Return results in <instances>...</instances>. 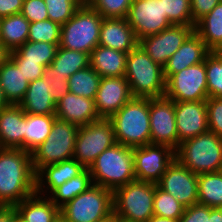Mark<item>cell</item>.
I'll use <instances>...</instances> for the list:
<instances>
[{
	"instance_id": "6da1fadb",
	"label": "cell",
	"mask_w": 222,
	"mask_h": 222,
	"mask_svg": "<svg viewBox=\"0 0 222 222\" xmlns=\"http://www.w3.org/2000/svg\"><path fill=\"white\" fill-rule=\"evenodd\" d=\"M36 193L31 153L0 148V205L15 206Z\"/></svg>"
},
{
	"instance_id": "7a4b0ae2",
	"label": "cell",
	"mask_w": 222,
	"mask_h": 222,
	"mask_svg": "<svg viewBox=\"0 0 222 222\" xmlns=\"http://www.w3.org/2000/svg\"><path fill=\"white\" fill-rule=\"evenodd\" d=\"M109 120L116 143L130 148L151 144L149 98L133 97Z\"/></svg>"
},
{
	"instance_id": "3957f363",
	"label": "cell",
	"mask_w": 222,
	"mask_h": 222,
	"mask_svg": "<svg viewBox=\"0 0 222 222\" xmlns=\"http://www.w3.org/2000/svg\"><path fill=\"white\" fill-rule=\"evenodd\" d=\"M94 185L114 191L136 179L133 148L115 143L103 151L89 168Z\"/></svg>"
},
{
	"instance_id": "277c9868",
	"label": "cell",
	"mask_w": 222,
	"mask_h": 222,
	"mask_svg": "<svg viewBox=\"0 0 222 222\" xmlns=\"http://www.w3.org/2000/svg\"><path fill=\"white\" fill-rule=\"evenodd\" d=\"M125 78L133 97L165 96L163 67L155 63L139 44L127 54Z\"/></svg>"
},
{
	"instance_id": "5b68a950",
	"label": "cell",
	"mask_w": 222,
	"mask_h": 222,
	"mask_svg": "<svg viewBox=\"0 0 222 222\" xmlns=\"http://www.w3.org/2000/svg\"><path fill=\"white\" fill-rule=\"evenodd\" d=\"M175 158L195 174L222 171V137L207 131L180 143Z\"/></svg>"
},
{
	"instance_id": "8992f818",
	"label": "cell",
	"mask_w": 222,
	"mask_h": 222,
	"mask_svg": "<svg viewBox=\"0 0 222 222\" xmlns=\"http://www.w3.org/2000/svg\"><path fill=\"white\" fill-rule=\"evenodd\" d=\"M156 183L133 180L113 191V213L123 222H147L154 215Z\"/></svg>"
},
{
	"instance_id": "52a82bcc",
	"label": "cell",
	"mask_w": 222,
	"mask_h": 222,
	"mask_svg": "<svg viewBox=\"0 0 222 222\" xmlns=\"http://www.w3.org/2000/svg\"><path fill=\"white\" fill-rule=\"evenodd\" d=\"M103 17L86 2L61 25L59 47L91 54L99 45Z\"/></svg>"
},
{
	"instance_id": "ba28073f",
	"label": "cell",
	"mask_w": 222,
	"mask_h": 222,
	"mask_svg": "<svg viewBox=\"0 0 222 222\" xmlns=\"http://www.w3.org/2000/svg\"><path fill=\"white\" fill-rule=\"evenodd\" d=\"M79 126L56 118L47 139L32 153L35 174L43 167L73 158Z\"/></svg>"
},
{
	"instance_id": "9c48e42d",
	"label": "cell",
	"mask_w": 222,
	"mask_h": 222,
	"mask_svg": "<svg viewBox=\"0 0 222 222\" xmlns=\"http://www.w3.org/2000/svg\"><path fill=\"white\" fill-rule=\"evenodd\" d=\"M113 214V191L92 185L60 207V215L69 222H98Z\"/></svg>"
},
{
	"instance_id": "30bf717a",
	"label": "cell",
	"mask_w": 222,
	"mask_h": 222,
	"mask_svg": "<svg viewBox=\"0 0 222 222\" xmlns=\"http://www.w3.org/2000/svg\"><path fill=\"white\" fill-rule=\"evenodd\" d=\"M116 143L112 122L101 118L85 126H79L73 159L84 168H90L96 158Z\"/></svg>"
},
{
	"instance_id": "8fae6325",
	"label": "cell",
	"mask_w": 222,
	"mask_h": 222,
	"mask_svg": "<svg viewBox=\"0 0 222 222\" xmlns=\"http://www.w3.org/2000/svg\"><path fill=\"white\" fill-rule=\"evenodd\" d=\"M165 96L181 102L207 100L205 61L173 74L166 81Z\"/></svg>"
},
{
	"instance_id": "7c38bea8",
	"label": "cell",
	"mask_w": 222,
	"mask_h": 222,
	"mask_svg": "<svg viewBox=\"0 0 222 222\" xmlns=\"http://www.w3.org/2000/svg\"><path fill=\"white\" fill-rule=\"evenodd\" d=\"M126 20L138 41L171 26L164 13L163 0H133Z\"/></svg>"
},
{
	"instance_id": "4fadbf2b",
	"label": "cell",
	"mask_w": 222,
	"mask_h": 222,
	"mask_svg": "<svg viewBox=\"0 0 222 222\" xmlns=\"http://www.w3.org/2000/svg\"><path fill=\"white\" fill-rule=\"evenodd\" d=\"M151 144L178 149L175 101L166 96L149 98Z\"/></svg>"
},
{
	"instance_id": "5bb4252c",
	"label": "cell",
	"mask_w": 222,
	"mask_h": 222,
	"mask_svg": "<svg viewBox=\"0 0 222 222\" xmlns=\"http://www.w3.org/2000/svg\"><path fill=\"white\" fill-rule=\"evenodd\" d=\"M133 155L136 179L156 184L175 160V150L159 144H147L133 148Z\"/></svg>"
},
{
	"instance_id": "9a60e30c",
	"label": "cell",
	"mask_w": 222,
	"mask_h": 222,
	"mask_svg": "<svg viewBox=\"0 0 222 222\" xmlns=\"http://www.w3.org/2000/svg\"><path fill=\"white\" fill-rule=\"evenodd\" d=\"M194 31L195 26L171 25L158 34L140 39L139 45L155 63L164 67Z\"/></svg>"
},
{
	"instance_id": "2e32d148",
	"label": "cell",
	"mask_w": 222,
	"mask_h": 222,
	"mask_svg": "<svg viewBox=\"0 0 222 222\" xmlns=\"http://www.w3.org/2000/svg\"><path fill=\"white\" fill-rule=\"evenodd\" d=\"M157 185L171 194L185 208L198 204V174L191 172L176 158Z\"/></svg>"
},
{
	"instance_id": "e0dca14e",
	"label": "cell",
	"mask_w": 222,
	"mask_h": 222,
	"mask_svg": "<svg viewBox=\"0 0 222 222\" xmlns=\"http://www.w3.org/2000/svg\"><path fill=\"white\" fill-rule=\"evenodd\" d=\"M178 147L185 140L209 131L206 100L175 101Z\"/></svg>"
},
{
	"instance_id": "ac0fdd59",
	"label": "cell",
	"mask_w": 222,
	"mask_h": 222,
	"mask_svg": "<svg viewBox=\"0 0 222 222\" xmlns=\"http://www.w3.org/2000/svg\"><path fill=\"white\" fill-rule=\"evenodd\" d=\"M133 98L125 76L101 78L95 107L100 118L109 119Z\"/></svg>"
},
{
	"instance_id": "d6986e66",
	"label": "cell",
	"mask_w": 222,
	"mask_h": 222,
	"mask_svg": "<svg viewBox=\"0 0 222 222\" xmlns=\"http://www.w3.org/2000/svg\"><path fill=\"white\" fill-rule=\"evenodd\" d=\"M55 116L77 126H85L101 119L95 107V100L71 92L66 93L56 103Z\"/></svg>"
},
{
	"instance_id": "ffe728a7",
	"label": "cell",
	"mask_w": 222,
	"mask_h": 222,
	"mask_svg": "<svg viewBox=\"0 0 222 222\" xmlns=\"http://www.w3.org/2000/svg\"><path fill=\"white\" fill-rule=\"evenodd\" d=\"M210 52L205 42L194 31L163 67L165 80L167 81L173 74L187 67L204 62Z\"/></svg>"
},
{
	"instance_id": "44dd1931",
	"label": "cell",
	"mask_w": 222,
	"mask_h": 222,
	"mask_svg": "<svg viewBox=\"0 0 222 222\" xmlns=\"http://www.w3.org/2000/svg\"><path fill=\"white\" fill-rule=\"evenodd\" d=\"M139 44L126 18H103L99 45L129 53Z\"/></svg>"
},
{
	"instance_id": "7402d4cb",
	"label": "cell",
	"mask_w": 222,
	"mask_h": 222,
	"mask_svg": "<svg viewBox=\"0 0 222 222\" xmlns=\"http://www.w3.org/2000/svg\"><path fill=\"white\" fill-rule=\"evenodd\" d=\"M84 169L73 158L45 166L36 174V193L48 197L57 187L71 180Z\"/></svg>"
},
{
	"instance_id": "603a6c76",
	"label": "cell",
	"mask_w": 222,
	"mask_h": 222,
	"mask_svg": "<svg viewBox=\"0 0 222 222\" xmlns=\"http://www.w3.org/2000/svg\"><path fill=\"white\" fill-rule=\"evenodd\" d=\"M25 114L13 104L0 110V148L25 150Z\"/></svg>"
},
{
	"instance_id": "cb8c5ba5",
	"label": "cell",
	"mask_w": 222,
	"mask_h": 222,
	"mask_svg": "<svg viewBox=\"0 0 222 222\" xmlns=\"http://www.w3.org/2000/svg\"><path fill=\"white\" fill-rule=\"evenodd\" d=\"M89 66L90 54L58 46L55 58L45 67L42 77L47 80L53 77L68 80L78 70Z\"/></svg>"
},
{
	"instance_id": "d4e9b609",
	"label": "cell",
	"mask_w": 222,
	"mask_h": 222,
	"mask_svg": "<svg viewBox=\"0 0 222 222\" xmlns=\"http://www.w3.org/2000/svg\"><path fill=\"white\" fill-rule=\"evenodd\" d=\"M49 80L41 77L29 82L25 97L19 106L25 113L50 115L56 113V103L50 94Z\"/></svg>"
},
{
	"instance_id": "484cf974",
	"label": "cell",
	"mask_w": 222,
	"mask_h": 222,
	"mask_svg": "<svg viewBox=\"0 0 222 222\" xmlns=\"http://www.w3.org/2000/svg\"><path fill=\"white\" fill-rule=\"evenodd\" d=\"M127 53L97 45L90 54V66L103 77H122Z\"/></svg>"
},
{
	"instance_id": "4316f807",
	"label": "cell",
	"mask_w": 222,
	"mask_h": 222,
	"mask_svg": "<svg viewBox=\"0 0 222 222\" xmlns=\"http://www.w3.org/2000/svg\"><path fill=\"white\" fill-rule=\"evenodd\" d=\"M17 214L27 222H55L60 215L57 207L48 197L34 193L14 206Z\"/></svg>"
},
{
	"instance_id": "83f0119b",
	"label": "cell",
	"mask_w": 222,
	"mask_h": 222,
	"mask_svg": "<svg viewBox=\"0 0 222 222\" xmlns=\"http://www.w3.org/2000/svg\"><path fill=\"white\" fill-rule=\"evenodd\" d=\"M0 86L9 104L19 105L25 97L29 81L9 58L0 66Z\"/></svg>"
},
{
	"instance_id": "f1b7e54d",
	"label": "cell",
	"mask_w": 222,
	"mask_h": 222,
	"mask_svg": "<svg viewBox=\"0 0 222 222\" xmlns=\"http://www.w3.org/2000/svg\"><path fill=\"white\" fill-rule=\"evenodd\" d=\"M195 32L210 51L222 52V2L196 23Z\"/></svg>"
},
{
	"instance_id": "f546056e",
	"label": "cell",
	"mask_w": 222,
	"mask_h": 222,
	"mask_svg": "<svg viewBox=\"0 0 222 222\" xmlns=\"http://www.w3.org/2000/svg\"><path fill=\"white\" fill-rule=\"evenodd\" d=\"M30 22L21 13L2 17L0 42L11 52L23 45L28 38Z\"/></svg>"
},
{
	"instance_id": "4dcf8cb0",
	"label": "cell",
	"mask_w": 222,
	"mask_h": 222,
	"mask_svg": "<svg viewBox=\"0 0 222 222\" xmlns=\"http://www.w3.org/2000/svg\"><path fill=\"white\" fill-rule=\"evenodd\" d=\"M55 114H25V151L32 153L50 134Z\"/></svg>"
},
{
	"instance_id": "1f68e13d",
	"label": "cell",
	"mask_w": 222,
	"mask_h": 222,
	"mask_svg": "<svg viewBox=\"0 0 222 222\" xmlns=\"http://www.w3.org/2000/svg\"><path fill=\"white\" fill-rule=\"evenodd\" d=\"M92 185L94 184L89 168H85L80 174L57 187L48 198L60 208L82 192L87 191Z\"/></svg>"
},
{
	"instance_id": "d6a6232c",
	"label": "cell",
	"mask_w": 222,
	"mask_h": 222,
	"mask_svg": "<svg viewBox=\"0 0 222 222\" xmlns=\"http://www.w3.org/2000/svg\"><path fill=\"white\" fill-rule=\"evenodd\" d=\"M198 204L222 208V171L198 174Z\"/></svg>"
},
{
	"instance_id": "836d02e7",
	"label": "cell",
	"mask_w": 222,
	"mask_h": 222,
	"mask_svg": "<svg viewBox=\"0 0 222 222\" xmlns=\"http://www.w3.org/2000/svg\"><path fill=\"white\" fill-rule=\"evenodd\" d=\"M58 46L48 42L26 41L23 45L10 52L9 58H25V61L39 62L46 67L55 58Z\"/></svg>"
},
{
	"instance_id": "e575fe53",
	"label": "cell",
	"mask_w": 222,
	"mask_h": 222,
	"mask_svg": "<svg viewBox=\"0 0 222 222\" xmlns=\"http://www.w3.org/2000/svg\"><path fill=\"white\" fill-rule=\"evenodd\" d=\"M101 78L91 66L78 70L67 80L69 92L95 100Z\"/></svg>"
},
{
	"instance_id": "d590c367",
	"label": "cell",
	"mask_w": 222,
	"mask_h": 222,
	"mask_svg": "<svg viewBox=\"0 0 222 222\" xmlns=\"http://www.w3.org/2000/svg\"><path fill=\"white\" fill-rule=\"evenodd\" d=\"M209 98H222V52L211 51L205 58Z\"/></svg>"
},
{
	"instance_id": "8d00e7d4",
	"label": "cell",
	"mask_w": 222,
	"mask_h": 222,
	"mask_svg": "<svg viewBox=\"0 0 222 222\" xmlns=\"http://www.w3.org/2000/svg\"><path fill=\"white\" fill-rule=\"evenodd\" d=\"M154 215L179 220L185 207L171 194L162 190L158 185L154 194Z\"/></svg>"
},
{
	"instance_id": "74e56055",
	"label": "cell",
	"mask_w": 222,
	"mask_h": 222,
	"mask_svg": "<svg viewBox=\"0 0 222 222\" xmlns=\"http://www.w3.org/2000/svg\"><path fill=\"white\" fill-rule=\"evenodd\" d=\"M60 34L61 25L46 19L30 23L27 41L48 42L59 46Z\"/></svg>"
},
{
	"instance_id": "f35d334b",
	"label": "cell",
	"mask_w": 222,
	"mask_h": 222,
	"mask_svg": "<svg viewBox=\"0 0 222 222\" xmlns=\"http://www.w3.org/2000/svg\"><path fill=\"white\" fill-rule=\"evenodd\" d=\"M49 20L65 24L81 7L85 0H44Z\"/></svg>"
},
{
	"instance_id": "ab89813d",
	"label": "cell",
	"mask_w": 222,
	"mask_h": 222,
	"mask_svg": "<svg viewBox=\"0 0 222 222\" xmlns=\"http://www.w3.org/2000/svg\"><path fill=\"white\" fill-rule=\"evenodd\" d=\"M163 7L171 25L193 26L191 0H163Z\"/></svg>"
},
{
	"instance_id": "60d3db41",
	"label": "cell",
	"mask_w": 222,
	"mask_h": 222,
	"mask_svg": "<svg viewBox=\"0 0 222 222\" xmlns=\"http://www.w3.org/2000/svg\"><path fill=\"white\" fill-rule=\"evenodd\" d=\"M133 0H85L103 18H126Z\"/></svg>"
},
{
	"instance_id": "b9f144b4",
	"label": "cell",
	"mask_w": 222,
	"mask_h": 222,
	"mask_svg": "<svg viewBox=\"0 0 222 222\" xmlns=\"http://www.w3.org/2000/svg\"><path fill=\"white\" fill-rule=\"evenodd\" d=\"M206 107L209 131L222 137V98H208Z\"/></svg>"
},
{
	"instance_id": "7bdbcfd3",
	"label": "cell",
	"mask_w": 222,
	"mask_h": 222,
	"mask_svg": "<svg viewBox=\"0 0 222 222\" xmlns=\"http://www.w3.org/2000/svg\"><path fill=\"white\" fill-rule=\"evenodd\" d=\"M21 14L30 23L49 19L44 0H24Z\"/></svg>"
},
{
	"instance_id": "ee69618b",
	"label": "cell",
	"mask_w": 222,
	"mask_h": 222,
	"mask_svg": "<svg viewBox=\"0 0 222 222\" xmlns=\"http://www.w3.org/2000/svg\"><path fill=\"white\" fill-rule=\"evenodd\" d=\"M19 69L25 78L31 82L40 79L44 72L45 67L40 65L39 62L25 61V58H10Z\"/></svg>"
},
{
	"instance_id": "f6af8a7d",
	"label": "cell",
	"mask_w": 222,
	"mask_h": 222,
	"mask_svg": "<svg viewBox=\"0 0 222 222\" xmlns=\"http://www.w3.org/2000/svg\"><path fill=\"white\" fill-rule=\"evenodd\" d=\"M210 207L195 204L185 208L179 222H209Z\"/></svg>"
},
{
	"instance_id": "bcb514c9",
	"label": "cell",
	"mask_w": 222,
	"mask_h": 222,
	"mask_svg": "<svg viewBox=\"0 0 222 222\" xmlns=\"http://www.w3.org/2000/svg\"><path fill=\"white\" fill-rule=\"evenodd\" d=\"M220 2H222V0H191L193 26H195L201 18L209 14Z\"/></svg>"
},
{
	"instance_id": "7dc6e473",
	"label": "cell",
	"mask_w": 222,
	"mask_h": 222,
	"mask_svg": "<svg viewBox=\"0 0 222 222\" xmlns=\"http://www.w3.org/2000/svg\"><path fill=\"white\" fill-rule=\"evenodd\" d=\"M50 82V94L53 97L55 103H57L66 93L69 92L68 82L67 80H63L62 78H51Z\"/></svg>"
},
{
	"instance_id": "c3c4849f",
	"label": "cell",
	"mask_w": 222,
	"mask_h": 222,
	"mask_svg": "<svg viewBox=\"0 0 222 222\" xmlns=\"http://www.w3.org/2000/svg\"><path fill=\"white\" fill-rule=\"evenodd\" d=\"M24 0H0V18L21 13Z\"/></svg>"
},
{
	"instance_id": "681fc988",
	"label": "cell",
	"mask_w": 222,
	"mask_h": 222,
	"mask_svg": "<svg viewBox=\"0 0 222 222\" xmlns=\"http://www.w3.org/2000/svg\"><path fill=\"white\" fill-rule=\"evenodd\" d=\"M17 210L14 206L0 205V222H14Z\"/></svg>"
},
{
	"instance_id": "f907efd6",
	"label": "cell",
	"mask_w": 222,
	"mask_h": 222,
	"mask_svg": "<svg viewBox=\"0 0 222 222\" xmlns=\"http://www.w3.org/2000/svg\"><path fill=\"white\" fill-rule=\"evenodd\" d=\"M209 222H222V208H211Z\"/></svg>"
},
{
	"instance_id": "816d5d0a",
	"label": "cell",
	"mask_w": 222,
	"mask_h": 222,
	"mask_svg": "<svg viewBox=\"0 0 222 222\" xmlns=\"http://www.w3.org/2000/svg\"><path fill=\"white\" fill-rule=\"evenodd\" d=\"M10 56V51L0 42V66L5 63Z\"/></svg>"
},
{
	"instance_id": "f5cc1de1",
	"label": "cell",
	"mask_w": 222,
	"mask_h": 222,
	"mask_svg": "<svg viewBox=\"0 0 222 222\" xmlns=\"http://www.w3.org/2000/svg\"><path fill=\"white\" fill-rule=\"evenodd\" d=\"M147 222H179V220L153 215Z\"/></svg>"
},
{
	"instance_id": "db71d44e",
	"label": "cell",
	"mask_w": 222,
	"mask_h": 222,
	"mask_svg": "<svg viewBox=\"0 0 222 222\" xmlns=\"http://www.w3.org/2000/svg\"><path fill=\"white\" fill-rule=\"evenodd\" d=\"M10 104L7 102L4 93H3V89L0 86V110L3 108H6L7 106H9Z\"/></svg>"
},
{
	"instance_id": "11a10c76",
	"label": "cell",
	"mask_w": 222,
	"mask_h": 222,
	"mask_svg": "<svg viewBox=\"0 0 222 222\" xmlns=\"http://www.w3.org/2000/svg\"><path fill=\"white\" fill-rule=\"evenodd\" d=\"M98 222H120V220L117 218V216L113 213L112 215H110L109 217H107L106 219H103L101 221Z\"/></svg>"
},
{
	"instance_id": "9f6ffc18",
	"label": "cell",
	"mask_w": 222,
	"mask_h": 222,
	"mask_svg": "<svg viewBox=\"0 0 222 222\" xmlns=\"http://www.w3.org/2000/svg\"><path fill=\"white\" fill-rule=\"evenodd\" d=\"M14 222H27L21 218L18 214L15 215Z\"/></svg>"
},
{
	"instance_id": "6f0895ef",
	"label": "cell",
	"mask_w": 222,
	"mask_h": 222,
	"mask_svg": "<svg viewBox=\"0 0 222 222\" xmlns=\"http://www.w3.org/2000/svg\"><path fill=\"white\" fill-rule=\"evenodd\" d=\"M55 222H69L66 219H64L61 215L55 220Z\"/></svg>"
}]
</instances>
